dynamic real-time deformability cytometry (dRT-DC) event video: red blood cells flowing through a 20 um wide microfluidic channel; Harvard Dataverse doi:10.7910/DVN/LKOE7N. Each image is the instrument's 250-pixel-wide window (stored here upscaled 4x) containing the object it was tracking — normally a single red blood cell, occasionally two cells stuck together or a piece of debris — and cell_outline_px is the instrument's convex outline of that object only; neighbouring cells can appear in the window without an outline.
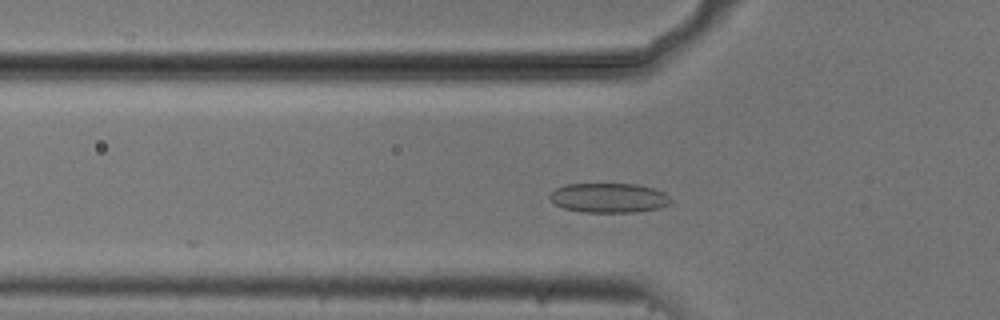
{"species": "common noctule bat (a hibernating species)", "species_latin": "Nyctalus noctula", "temperature_condition": "cold", "stored_images_in_passage": 52, "camera_frame_rate_fps": 3000, "um_per_image_px": 0.085, "animal": {"sex": "male", "body_mass_g": 20.5, "forearm_length_mm": 52.5}, "frame": {"image": 1, "passage_image": 16, "time_ms": 5.0, "image_size_px": [1000, 320], "cell_outline_px": [[672, 200], [668, 204], [660, 208], [636, 212], [580, 212], [564, 208], [556, 204], [548, 196], [556, 188], [564, 184], [636, 184], [652, 188], [664, 192]], "centroid_in_image_um": [51.75, 16.82], "position_along_channel_um": 74.1, "area_um2": 20.81}}
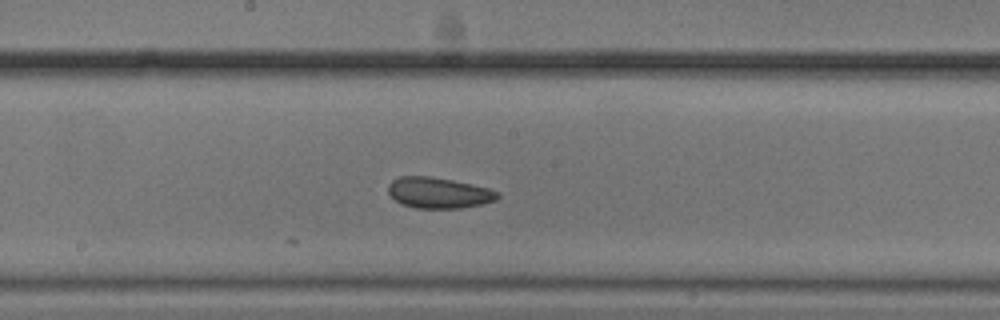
{"frame": {"image": 2, "passage_image": 27, "time_ms": 8.667, "image_size_px": [1000, 320], "cell_outline_px": [[500, 196], [496, 200], [484, 204], [460, 208], [416, 208], [400, 204], [388, 192], [388, 184], [392, 180], [400, 176], [428, 176], [452, 180], [488, 188], [500, 192]], "centroid_in_image_um": [37.29, 16.39], "position_along_channel_um": 210.9, "area_um2": 19.71}}
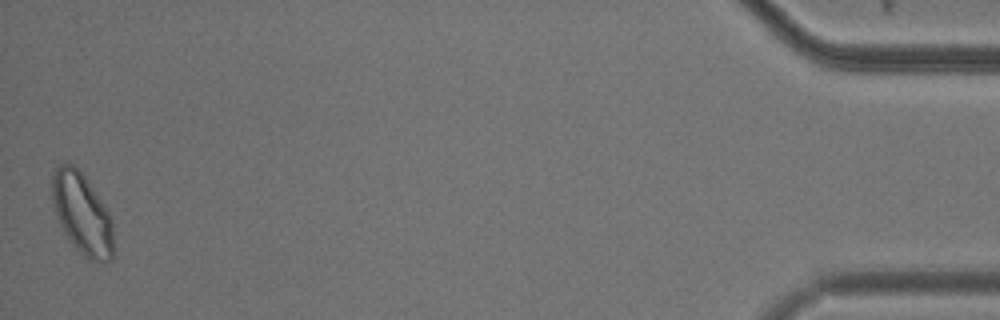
{"frame": {"image": 3, "passage_image": 52, "time_ms": 17.0, "image_size_px": [1000, 320], "cell_outline_px": [[112, 260], [104, 264], [88, 260], [80, 256], [64, 232], [56, 216], [52, 200], [52, 176], [56, 168], [60, 164], [68, 160], [84, 176], [108, 212], [112, 220]], "centroid_in_image_um": [6.96, 18.22], "position_along_channel_um": 428.2, "area_um2": 29.07}, "authors_computed_cell_mechanics": {"area_um2": 21.5016, "velocity_mm_per_s": 3.7237, "shape_relaxation_time_tau1_ms": null, "shape_relaxation_time_tau2_ms": 3.9207, "deformation_change_tau1": null, "deformation_change_tau2": 0.091}}